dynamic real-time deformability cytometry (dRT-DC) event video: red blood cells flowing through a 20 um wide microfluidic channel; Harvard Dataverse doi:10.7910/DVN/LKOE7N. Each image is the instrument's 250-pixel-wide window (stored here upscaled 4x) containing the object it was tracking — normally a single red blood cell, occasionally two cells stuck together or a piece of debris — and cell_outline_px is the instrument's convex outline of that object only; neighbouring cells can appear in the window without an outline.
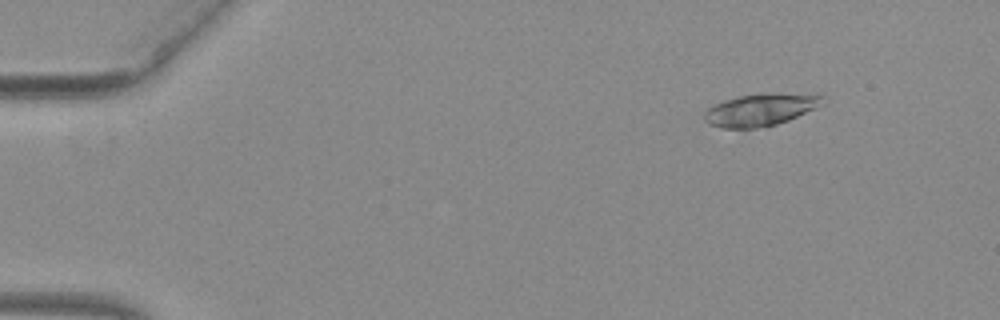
{"species": "common noctule bat (a hibernating species)", "species_latin": "Nyctalus noctula", "temperature_condition": "warm", "stored_images_in_passage": 38, "camera_frame_rate_fps": 3000, "um_per_image_px": 0.085, "animal": {"sex": "female", "body_mass_g": 29.2, "forearm_length_mm": 56.3}, "frame": {"image": 1, "passage_image": 1, "time_ms": 0.0, "image_size_px": [1000, 320], "cell_outline_px": [[824, 104], [816, 108], [788, 120], [776, 124], [756, 128], [720, 128], [708, 124], [704, 120], [704, 112], [712, 104], [724, 100], [740, 96], [764, 92], [776, 92], [824, 96]], "centroid_in_image_um": [64.61, 9.32], "position_along_channel_um": 20.4, "area_um2": 22.43}}
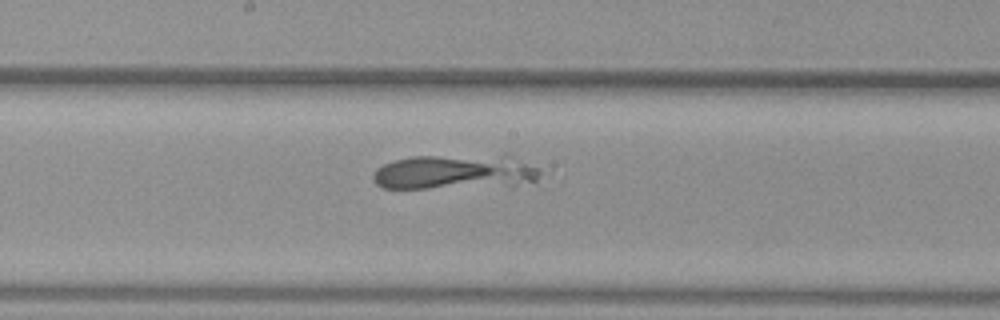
{"frame": {"image": 2, "passage_image": 24, "time_ms": 7.667, "image_size_px": [1000, 320], "cell_outline_px": [[540, 172], [536, 180], [512, 188], [380, 188], [372, 180], [372, 176], [376, 168], [384, 164], [396, 160], [412, 156], [512, 156], [536, 168]], "centroid_in_image_um": [38.66, 14.67], "position_along_channel_um": 209.5, "area_um2": 34.33}}
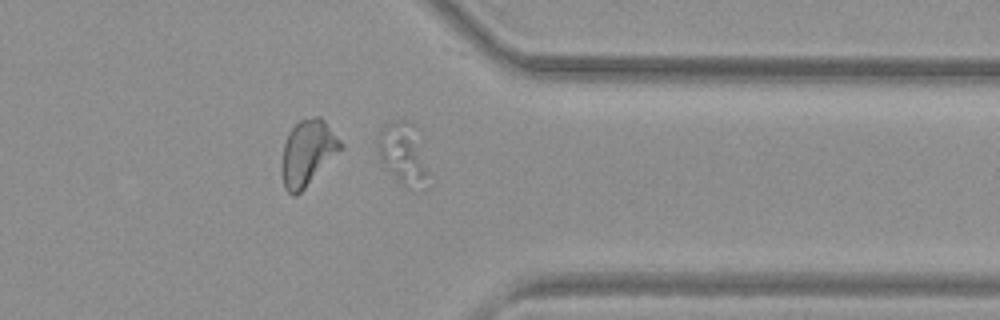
{"frame": {"image": 3, "passage_image": 38, "time_ms": 12.333, "image_size_px": [1000, 320], "cell_outline_px": [[432, 184], [424, 188], [404, 184], [380, 160], [376, 144], [388, 120], [408, 120], [412, 124]], "centroid_in_image_um": [34.27, 13.06], "position_along_channel_um": 377.1, "area_um2": 17.28}}